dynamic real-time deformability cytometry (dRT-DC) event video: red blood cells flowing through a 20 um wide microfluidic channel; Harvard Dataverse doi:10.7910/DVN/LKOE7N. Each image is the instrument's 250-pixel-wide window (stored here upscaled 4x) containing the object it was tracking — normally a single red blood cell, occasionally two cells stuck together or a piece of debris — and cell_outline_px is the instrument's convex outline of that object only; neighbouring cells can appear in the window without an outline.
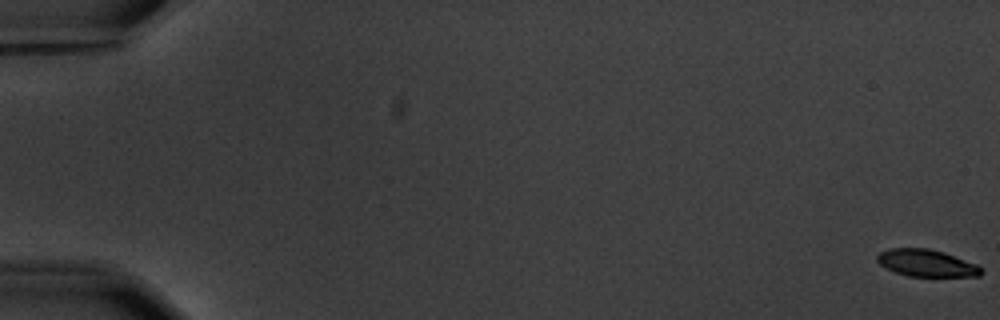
{"species": "common noctule bat (a hibernating species)", "species_latin": "Nyctalus noctula", "temperature_condition": "warm", "stored_images_in_passage": 6, "camera_frame_rate_fps": 3000, "um_per_image_px": 0.085, "animal": {"sex": "male", "body_mass_g": 20.1, "forearm_length_mm": 53.5}, "frame": {"image": 1, "passage_image": 1, "time_ms": 0.0, "image_size_px": [1000, 320], "cell_outline_px": [[984, 272], [980, 276], [908, 276], [896, 272], [880, 264], [876, 260], [876, 256], [880, 252], [888, 248], [928, 248], [944, 252], [976, 264], [984, 268]], "centroid_in_image_um": [78.78, 22.35], "position_along_channel_um": 6.2, "area_um2": 16.42}}
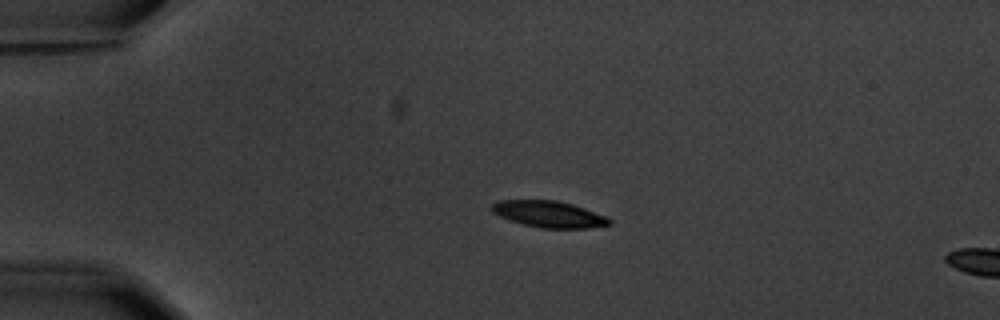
{"frame": {"image": 2, "passage_image": 5, "time_ms": 4.667, "image_size_px": [1000, 320], "cell_outline_px": [[612, 224], [588, 228], [540, 228], [524, 224], [500, 216], [492, 212], [488, 208], [492, 204], [500, 200], [556, 200], [572, 204], [608, 216], [612, 220]], "centroid_in_image_um": [46.68, 18.2], "position_along_channel_um": 38.3, "area_um2": 18.15}}